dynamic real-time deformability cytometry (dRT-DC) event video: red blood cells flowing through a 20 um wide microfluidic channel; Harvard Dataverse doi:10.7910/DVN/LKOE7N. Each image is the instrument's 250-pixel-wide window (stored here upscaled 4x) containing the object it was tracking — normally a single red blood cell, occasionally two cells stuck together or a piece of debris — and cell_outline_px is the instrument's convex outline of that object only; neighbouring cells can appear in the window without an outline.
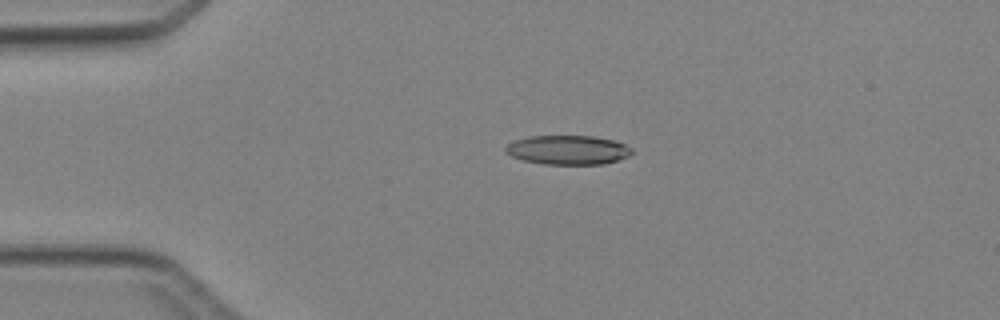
{"species": "Egyptian fruit bat (a non-hibernating species)", "species_latin": "Rousettus aegyptiacus", "temperature_condition": "cold", "stored_images_in_passage": 6, "camera_frame_rate_fps": 3000, "um_per_image_px": 0.085, "animal": {"sex": "female"}, "frame": {"image": 1, "passage_image": 4, "time_ms": 3.333, "image_size_px": [1000, 320], "cell_outline_px": [[632, 152], [628, 156], [620, 160], [604, 164], [544, 164], [524, 160], [512, 156], [504, 152], [504, 148], [512, 140], [528, 136], [592, 136], [616, 140], [632, 148]], "centroid_in_image_um": [48.27, 12.74], "position_along_channel_um": 36.7, "area_um2": 21.68}}
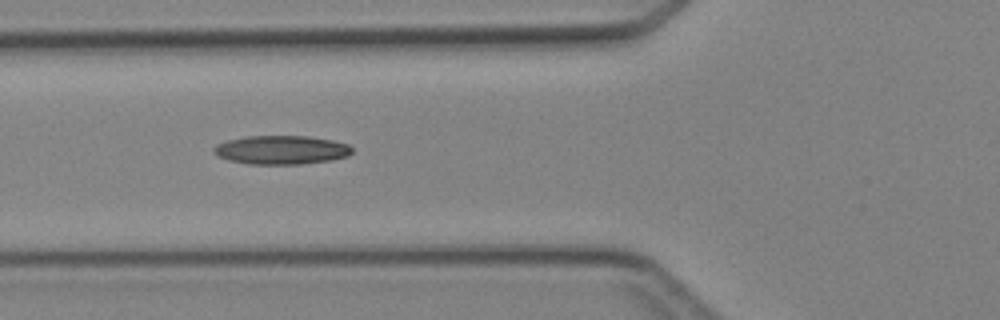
{"frame": {"image": 2, "passage_image": 6, "time_ms": 5.667, "image_size_px": [1000, 320], "cell_outline_px": [[352, 152], [348, 156], [332, 160], [300, 164], [248, 164], [228, 160], [216, 156], [212, 152], [212, 148], [216, 144], [228, 140], [248, 136], [308, 136], [332, 140], [348, 144], [352, 148]], "centroid_in_image_um": [23.88, 12.74], "position_along_channel_um": 101.9, "area_um2": 23.35}}